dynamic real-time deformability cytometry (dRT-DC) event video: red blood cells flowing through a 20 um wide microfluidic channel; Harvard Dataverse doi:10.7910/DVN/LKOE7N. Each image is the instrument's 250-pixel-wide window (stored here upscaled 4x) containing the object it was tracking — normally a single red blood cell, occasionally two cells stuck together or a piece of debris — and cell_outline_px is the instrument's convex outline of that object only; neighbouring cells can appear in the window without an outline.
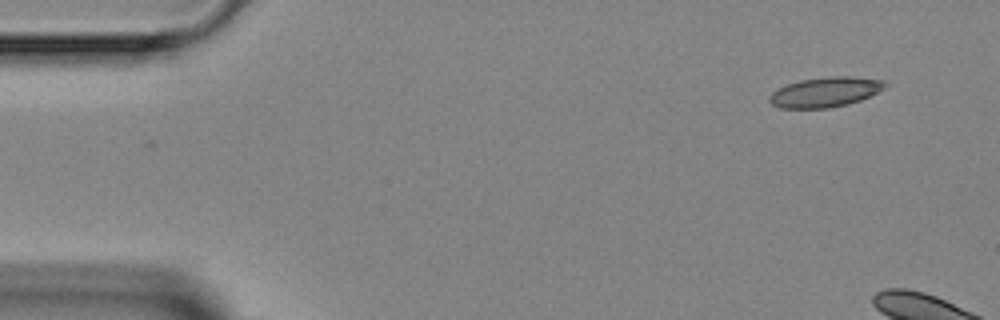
{"species": "Egyptian fruit bat (a non-hibernating species)", "species_latin": "Rousettus aegyptiacus", "temperature_condition": "room temperature", "stored_images_in_passage": 4, "camera_frame_rate_fps": 3000, "um_per_image_px": 0.085, "animal": {"sex": "female"}, "frame": {"image": 1, "passage_image": 1, "time_ms": 0.0, "image_size_px": [1000, 320], "cell_outline_px": [[888, 84], [884, 88], [860, 100], [848, 104], [828, 108], [780, 108], [772, 104], [768, 100], [768, 96], [772, 92], [788, 84], [800, 80], [828, 76], [852, 76], [884, 80]], "centroid_in_image_um": [70.14, 7.82], "position_along_channel_um": 14.9, "area_um2": 20.11}}